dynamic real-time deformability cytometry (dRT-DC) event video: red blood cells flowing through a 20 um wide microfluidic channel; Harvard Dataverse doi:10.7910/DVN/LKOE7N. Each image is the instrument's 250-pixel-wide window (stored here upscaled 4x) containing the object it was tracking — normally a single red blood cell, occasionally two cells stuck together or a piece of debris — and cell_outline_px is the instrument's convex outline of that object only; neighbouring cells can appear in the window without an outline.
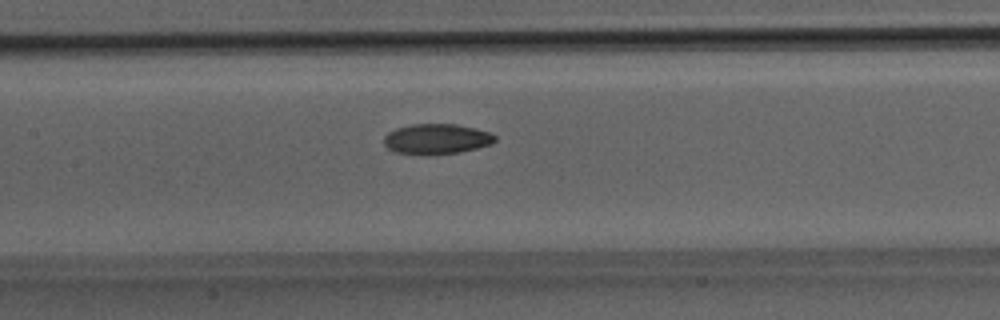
{"species": "Egyptian fruit bat (a non-hibernating species)", "species_latin": "Rousettus aegyptiacus", "temperature_condition": "room temperature", "stored_images_in_passage": 23, "camera_frame_rate_fps": 3000, "um_per_image_px": 0.085, "animal": {"sex": "male"}, "frame": {"image": 1, "passage_image": 6, "time_ms": 1.667, "image_size_px": [1000, 320], "cell_outline_px": [[496, 140], [492, 144], [460, 152], [428, 156], [396, 152], [388, 148], [384, 144], [384, 136], [388, 132], [396, 128], [412, 124], [456, 124], [492, 132], [496, 136]], "centroid_in_image_um": [37.12, 11.82], "position_along_channel_um": 170.3, "area_um2": 19.88}}
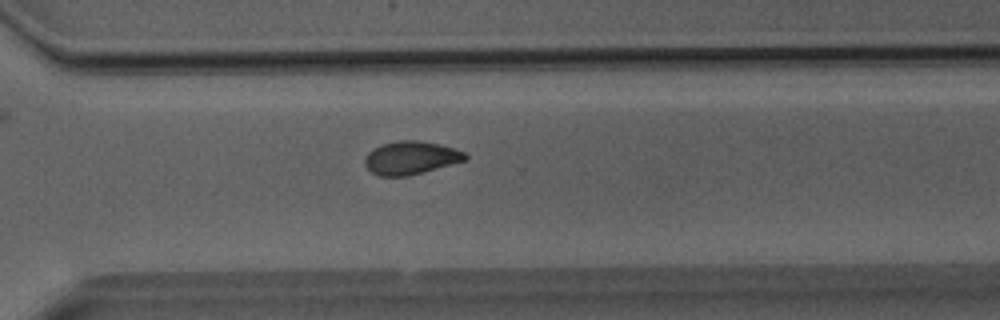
{"frame": {"image": 2, "passage_image": 15, "time_ms": 4.667, "image_size_px": [1000, 320], "cell_outline_px": [[468, 160], [424, 172], [408, 176], [380, 176], [372, 172], [364, 164], [364, 160], [368, 152], [372, 148], [380, 144], [396, 140], [416, 140], [440, 144], [464, 152], [468, 156]], "centroid_in_image_um": [34.91, 13.41], "position_along_channel_um": 335.7, "area_um2": 19.59}}
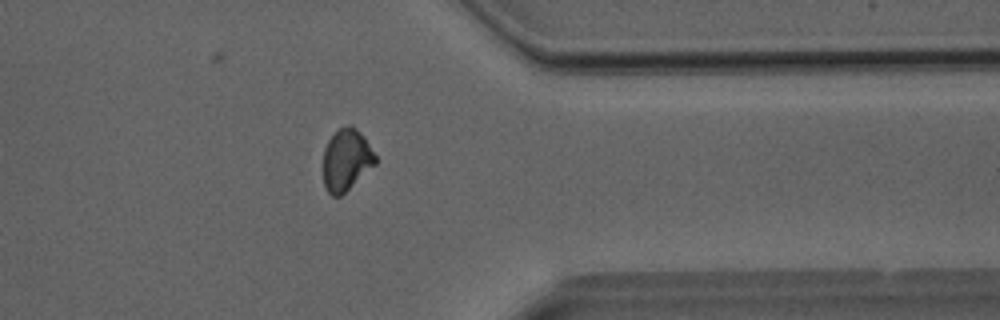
{"frame": {"image": 3, "passage_image": 18, "time_ms": 5.667, "image_size_px": [1000, 320], "cell_outline_px": [[376, 164], [340, 196], [332, 196], [328, 192], [324, 184], [324, 148], [328, 140], [340, 128], [348, 124], [352, 124], [364, 136], [376, 156]], "centroid_in_image_um": [29.44, 13.57], "position_along_channel_um": 382.0, "area_um2": 18.61}}